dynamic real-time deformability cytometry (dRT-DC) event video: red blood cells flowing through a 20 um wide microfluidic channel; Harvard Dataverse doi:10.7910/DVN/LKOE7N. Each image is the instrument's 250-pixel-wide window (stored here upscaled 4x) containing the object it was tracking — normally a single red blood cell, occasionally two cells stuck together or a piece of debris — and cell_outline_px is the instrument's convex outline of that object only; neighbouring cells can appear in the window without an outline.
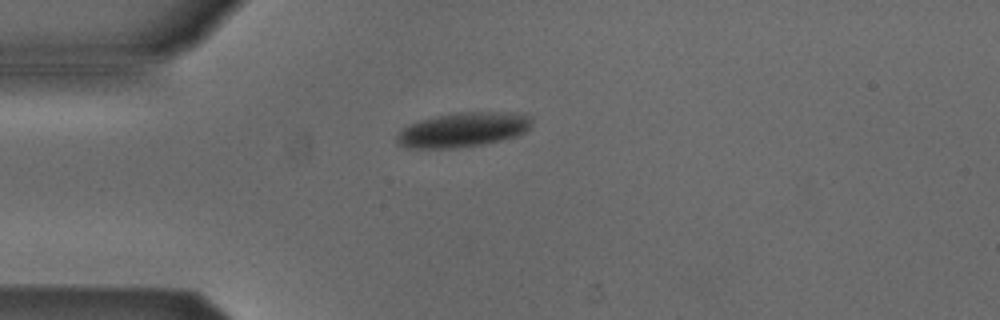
{"species": "Egyptian fruit bat (a non-hibernating species)", "species_latin": "Rousettus aegyptiacus", "temperature_condition": "cold", "stored_images_in_passage": 1, "camera_frame_rate_fps": 3000, "um_per_image_px": 0.085, "animal": {"sex": "male"}, "frame": {"image": 1, "passage_image": 1, "time_ms": 0.0, "image_size_px": [1000, 320], "cell_outline_px": [[532, 124], [524, 132], [516, 136], [500, 140], [480, 144], [452, 148], [404, 148], [396, 144], [396, 136], [408, 124], [420, 120], [436, 116], [456, 112], [524, 112], [532, 116]], "centroid_in_image_um": [39.36, 11.01], "position_along_channel_um": 45.6, "area_um2": 27.34}}